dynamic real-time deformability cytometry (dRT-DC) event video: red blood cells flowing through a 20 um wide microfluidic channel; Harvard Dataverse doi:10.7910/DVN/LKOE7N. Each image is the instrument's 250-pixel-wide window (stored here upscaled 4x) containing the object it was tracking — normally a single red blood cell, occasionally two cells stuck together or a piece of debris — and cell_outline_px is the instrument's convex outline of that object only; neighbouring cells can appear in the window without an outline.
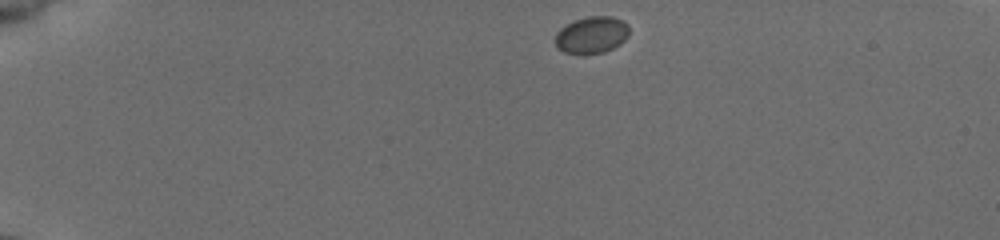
{"species": "common noctule bat (a hibernating species)", "species_latin": "Nyctalus noctula", "temperature_condition": "cold", "stored_images_in_passage": 43, "camera_frame_rate_fps": 3000, "um_per_image_px": 0.085, "animal": {"sex": "female", "body_mass_g": 19.5, "forearm_length_mm": 54.1}, "frame": {"image": 1, "passage_image": 1, "time_ms": 0.0, "image_size_px": [1000, 240], "cell_outline_px": [[628, 36], [620, 44], [604, 52], [564, 52], [556, 48], [556, 32], [560, 28], [572, 20], [588, 16], [612, 16], [628, 24]], "centroid_in_image_um": [50.28, 2.93], "position_along_channel_um": 34.7, "area_um2": 15.66}}
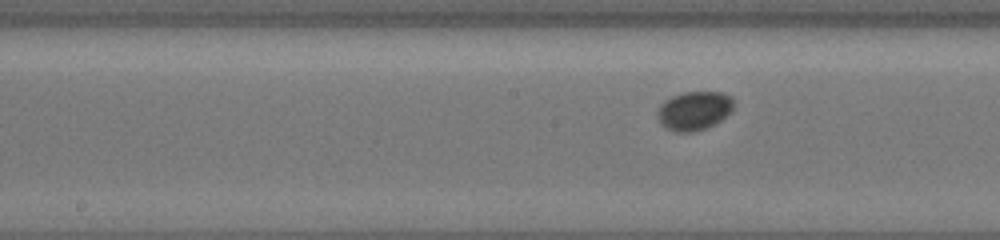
{"frame": {"image": 2, "passage_image": 19, "time_ms": 6.0, "image_size_px": [1000, 240], "cell_outline_px": [[732, 108], [720, 120], [704, 128], [692, 132], [680, 132], [668, 128], [660, 120], [660, 104], [664, 100], [672, 96], [684, 92], [720, 92], [732, 96]], "centroid_in_image_um": [59.02, 9.37], "position_along_channel_um": 189.2, "area_um2": 16.53}}
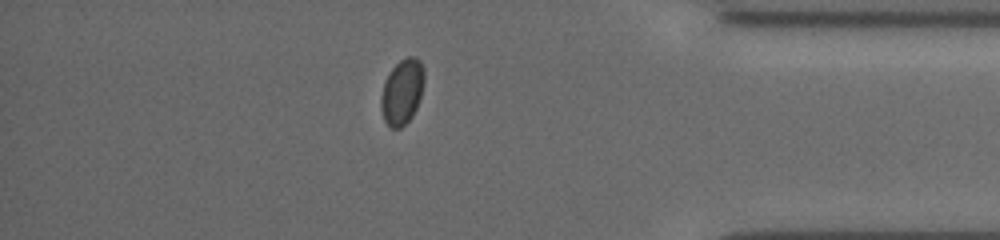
{"frame": {"image": 3, "passage_image": 37, "time_ms": 12.0, "image_size_px": [1000, 240], "cell_outline_px": [[424, 80], [420, 96], [416, 108], [412, 116], [400, 128], [392, 128], [384, 120], [380, 108], [380, 96], [384, 84], [392, 68], [400, 60], [408, 56], [416, 56], [420, 60], [424, 68]], "centroid_in_image_um": [34.18, 7.78], "position_along_channel_um": 401.0, "area_um2": 16.36}}